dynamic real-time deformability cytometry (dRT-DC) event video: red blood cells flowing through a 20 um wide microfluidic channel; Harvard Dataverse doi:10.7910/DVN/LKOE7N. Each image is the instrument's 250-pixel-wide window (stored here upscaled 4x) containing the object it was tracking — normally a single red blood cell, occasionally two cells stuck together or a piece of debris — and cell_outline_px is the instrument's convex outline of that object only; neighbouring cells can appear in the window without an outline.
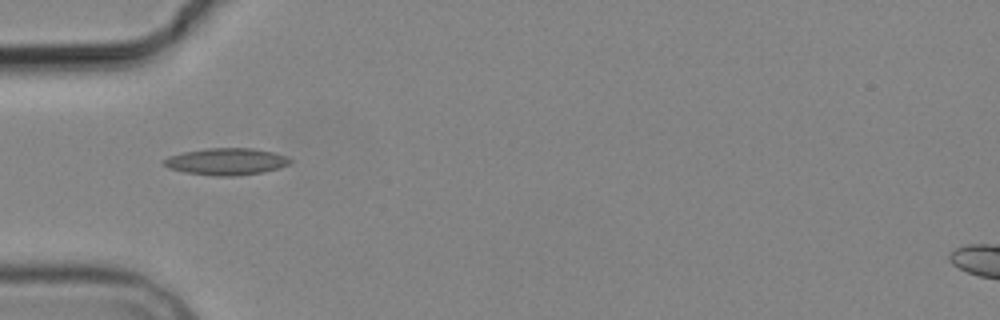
{"species": "common noctule bat (a hibernating species)", "species_latin": "Nyctalus noctula", "temperature_condition": "cold", "stored_images_in_passage": 6, "camera_frame_rate_fps": 3000, "um_per_image_px": 0.085, "animal": {"sex": "male", "body_mass_g": 19.2, "forearm_length_mm": 51.8}, "frame": {"image": 1, "passage_image": 1, "time_ms": 0.0, "image_size_px": [1000, 320], "cell_outline_px": [[292, 160], [288, 164], [280, 168], [264, 172], [232, 176], [216, 176], [184, 172], [168, 168], [160, 164], [160, 160], [168, 156], [184, 152], [204, 148], [252, 148], [272, 152], [288, 156]], "centroid_in_image_um": [19.19, 13.73], "position_along_channel_um": 65.8, "area_um2": 20.0}}
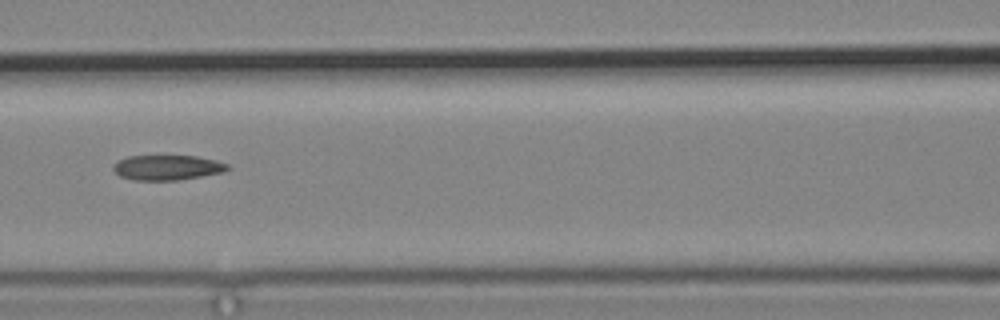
{"frame": {"image": 2, "passage_image": 3, "time_ms": 2.333, "image_size_px": [1000, 320], "cell_outline_px": [[232, 168], [224, 172], [176, 180], [132, 180], [120, 176], [112, 168], [112, 164], [128, 156], [196, 156], [216, 160], [228, 164]], "centroid_in_image_um": [14.23, 14.24], "position_along_channel_um": 152.4, "area_um2": 16.65}}
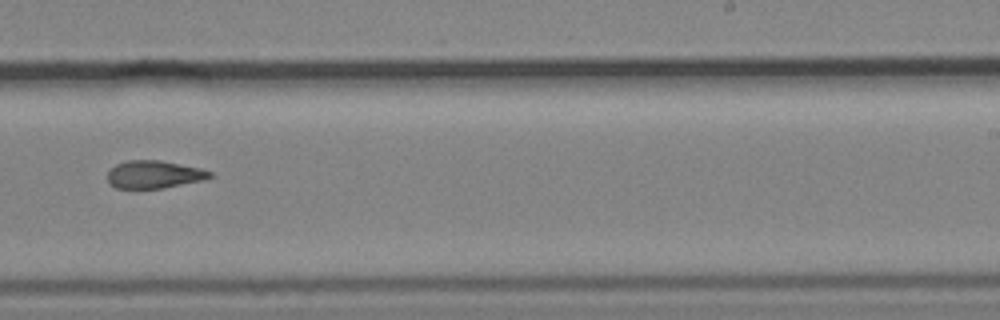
{"frame": {"image": 3, "passage_image": 6, "time_ms": 5.667, "image_size_px": [1000, 320], "cell_outline_px": [[212, 176], [204, 180], [164, 188], [132, 192], [116, 188], [108, 184], [108, 172], [116, 164], [128, 160], [160, 160], [200, 168], [212, 172]], "centroid_in_image_um": [13.03, 14.88], "position_along_channel_um": 276.0, "area_um2": 17.22}}